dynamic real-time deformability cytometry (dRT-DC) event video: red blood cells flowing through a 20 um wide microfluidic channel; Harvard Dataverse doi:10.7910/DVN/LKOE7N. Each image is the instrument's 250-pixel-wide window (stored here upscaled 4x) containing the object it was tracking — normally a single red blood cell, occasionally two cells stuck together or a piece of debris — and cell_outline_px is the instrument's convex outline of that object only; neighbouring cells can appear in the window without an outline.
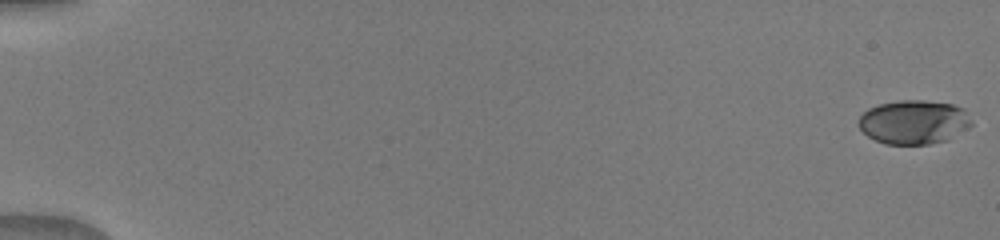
{"species": "human", "species_latin": "Homo sapiens", "temperature_condition": "warm", "stored_images_in_passage": 52, "camera_frame_rate_fps": 3000, "um_per_image_px": 0.085, "donor": {"sex": "male"}, "frame": {"image": 1, "passage_image": 1, "time_ms": 0.0, "image_size_px": [1000, 240], "cell_outline_px": [[972, 124], [948, 140], [928, 144], [884, 144], [868, 136], [860, 128], [860, 116], [868, 108], [880, 104], [900, 100], [924, 100], [952, 104], [964, 108], [972, 120]], "centroid_in_image_um": [77.69, 10.37], "position_along_channel_um": 7.3, "area_um2": 28.84}}
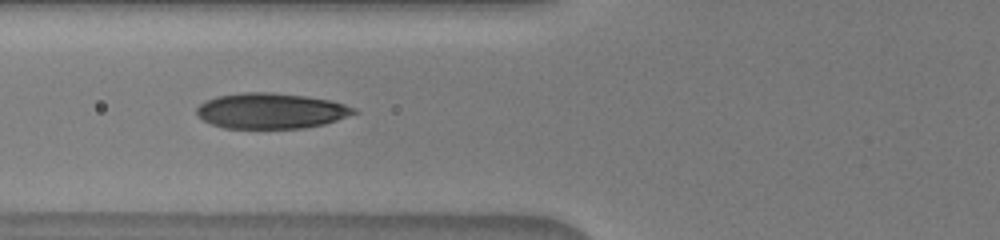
{"frame": {"image": 2, "passage_image": 22, "time_ms": 7.0, "image_size_px": [1000, 240], "cell_outline_px": [[360, 112], [324, 124], [304, 128], [224, 128], [212, 124], [204, 120], [196, 112], [196, 108], [204, 100], [216, 96], [244, 92], [272, 92], [308, 96], [332, 100], [356, 108]], "centroid_in_image_um": [23.05, 9.41], "position_along_channel_um": 102.7, "area_um2": 32.77}}
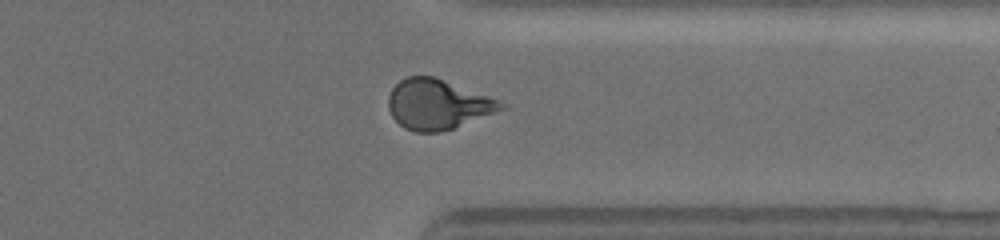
{"frame": {"image": 3, "passage_image": 42, "time_ms": 13.667, "image_size_px": [1000, 240], "cell_outline_px": [[508, 108], [452, 128], [440, 132], [416, 132], [404, 128], [392, 116], [388, 108], [388, 96], [392, 88], [400, 80], [408, 76], [436, 76], [500, 100], [508, 104]], "centroid_in_image_um": [37.22, 8.85], "position_along_channel_um": 374.2, "area_um2": 33.0}}